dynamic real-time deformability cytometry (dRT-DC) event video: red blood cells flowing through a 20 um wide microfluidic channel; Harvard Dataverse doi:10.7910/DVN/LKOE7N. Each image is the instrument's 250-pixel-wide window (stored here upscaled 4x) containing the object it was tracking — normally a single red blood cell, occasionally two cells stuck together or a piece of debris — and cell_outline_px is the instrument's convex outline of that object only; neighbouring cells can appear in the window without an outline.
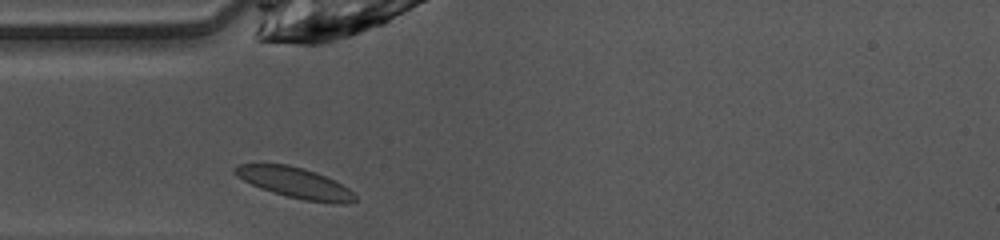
{"species": "common noctule bat (a hibernating species)", "species_latin": "Nyctalus noctula", "temperature_condition": "warm", "stored_images_in_passage": 26, "camera_frame_rate_fps": 3000, "um_per_image_px": 0.085, "animal": {"sex": "female", "body_mass_g": 10.0, "forearm_length_mm": 53.1}, "frame": {"image": 1, "passage_image": 1, "time_ms": 0.0, "image_size_px": [1000, 240], "cell_outline_px": [[356, 200], [344, 204], [332, 204], [304, 200], [288, 196], [260, 188], [244, 180], [232, 172], [232, 168], [240, 164], [288, 164], [304, 168], [316, 172], [348, 188], [356, 196]], "centroid_in_image_um": [25.07, 15.53], "position_along_channel_um": 59.9, "area_um2": 21.21}}
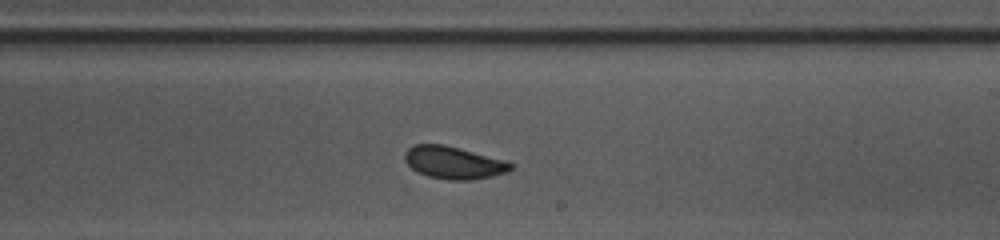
{"frame": {"image": 2, "passage_image": 15, "time_ms": 4.667, "image_size_px": [1000, 240], "cell_outline_px": [[512, 168], [508, 172], [492, 176], [468, 180], [448, 180], [428, 176], [416, 172], [404, 160], [404, 152], [412, 144], [444, 144], [508, 160], [512, 164]], "centroid_in_image_um": [38.55, 13.81], "position_along_channel_um": 250.4, "area_um2": 20.29}}
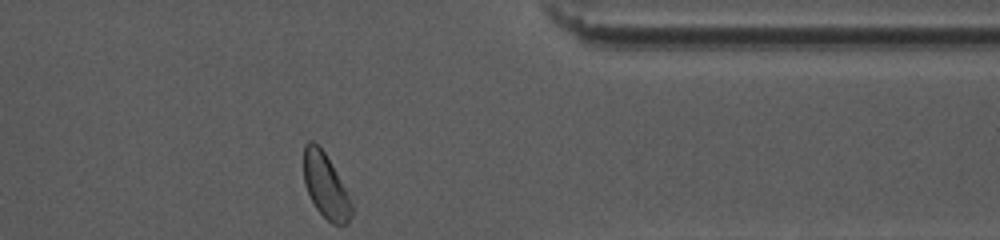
{"frame": {"image": 3, "passage_image": 26, "time_ms": 8.333, "image_size_px": [1000, 240], "cell_outline_px": [[352, 216], [348, 224], [332, 224], [316, 208], [304, 184], [304, 144], [308, 140], [312, 140], [324, 152], [336, 172], [352, 204]], "centroid_in_image_um": [27.67, 15.81], "position_along_channel_um": 383.7, "area_um2": 17.63}, "authors_computed_cell_mechanics": {"area_um2": 19.8832, "velocity_mm_per_s": 4.0721, "shape_relaxation_time_tau1_ms": 2.4004, "shape_relaxation_time_tau2_ms": 0.932, "deformation_change_tau1": 0.0857, "deformation_change_tau2": 0.0632}}